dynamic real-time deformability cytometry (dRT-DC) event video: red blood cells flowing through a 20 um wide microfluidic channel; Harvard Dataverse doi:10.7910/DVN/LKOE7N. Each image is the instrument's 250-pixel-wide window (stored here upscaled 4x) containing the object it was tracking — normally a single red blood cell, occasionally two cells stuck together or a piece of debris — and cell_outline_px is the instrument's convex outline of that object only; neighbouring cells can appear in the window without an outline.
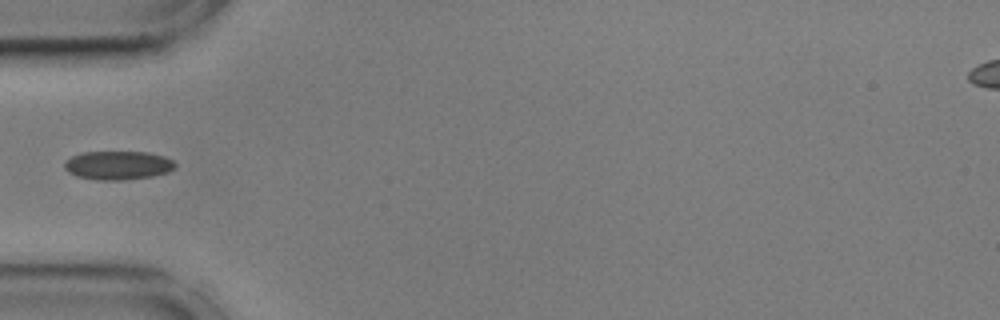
{"species": "common noctule bat (a hibernating species)", "species_latin": "Nyctalus noctula", "temperature_condition": "cold", "stored_images_in_passage": 38, "camera_frame_rate_fps": 3000, "um_per_image_px": 0.085, "animal": {"sex": "male", "body_mass_g": 17.9, "forearm_length_mm": 54.2}, "frame": {"image": 1, "passage_image": 1, "time_ms": 0.0, "image_size_px": [1000, 320], "cell_outline_px": [[176, 168], [168, 172], [152, 176], [120, 180], [96, 180], [76, 176], [68, 172], [64, 168], [64, 160], [80, 152], [144, 152], [164, 156], [172, 160], [176, 164]], "centroid_in_image_um": [9.99, 14.05], "position_along_channel_um": 75.0, "area_um2": 18.61}}
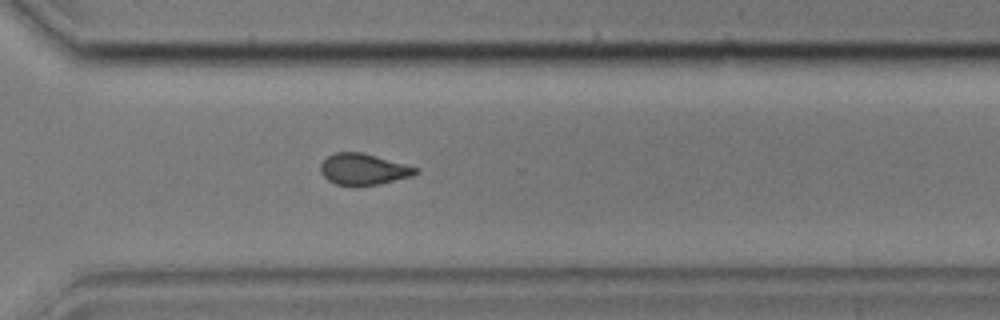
{"frame": {"image": 2, "passage_image": 23, "time_ms": 7.333, "image_size_px": [1000, 320], "cell_outline_px": [[420, 172], [412, 176], [380, 184], [336, 184], [328, 180], [320, 172], [320, 164], [328, 156], [336, 152], [360, 152], [376, 156], [420, 168]], "centroid_in_image_um": [30.92, 14.37], "position_along_channel_um": 339.7, "area_um2": 17.05}}
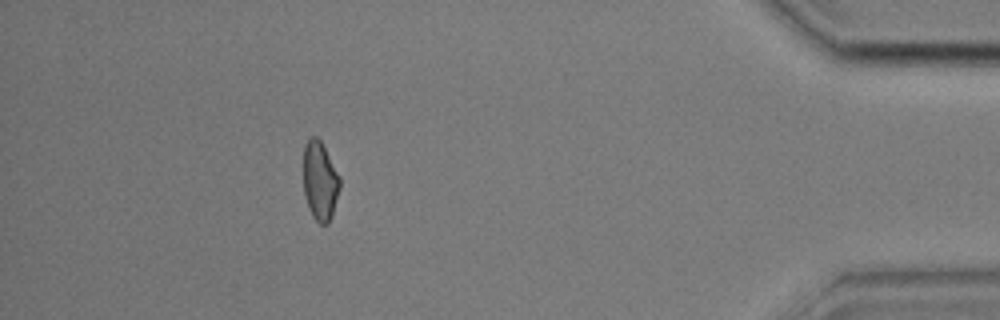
{"frame": {"image": 3, "passage_image": 33, "time_ms": 10.667, "image_size_px": [1000, 320], "cell_outline_px": [[340, 188], [332, 216], [328, 224], [320, 224], [312, 216], [308, 208], [304, 192], [304, 144], [312, 136], [316, 136], [320, 140], [340, 176]], "centroid_in_image_um": [27.2, 15.4], "position_along_channel_um": 408.0, "area_um2": 16.76}}